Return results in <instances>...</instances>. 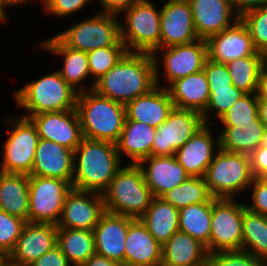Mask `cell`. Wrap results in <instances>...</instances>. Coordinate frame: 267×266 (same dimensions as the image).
<instances>
[{"label":"cell","instance_id":"obj_1","mask_svg":"<svg viewBox=\"0 0 267 266\" xmlns=\"http://www.w3.org/2000/svg\"><path fill=\"white\" fill-rule=\"evenodd\" d=\"M157 62L156 54L127 52L88 89L125 106L159 86Z\"/></svg>","mask_w":267,"mask_h":266},{"label":"cell","instance_id":"obj_2","mask_svg":"<svg viewBox=\"0 0 267 266\" xmlns=\"http://www.w3.org/2000/svg\"><path fill=\"white\" fill-rule=\"evenodd\" d=\"M72 188L102 194L121 168L116 144L83 138L74 150Z\"/></svg>","mask_w":267,"mask_h":266},{"label":"cell","instance_id":"obj_3","mask_svg":"<svg viewBox=\"0 0 267 266\" xmlns=\"http://www.w3.org/2000/svg\"><path fill=\"white\" fill-rule=\"evenodd\" d=\"M84 87L76 102L83 138L116 144L126 119L125 106Z\"/></svg>","mask_w":267,"mask_h":266},{"label":"cell","instance_id":"obj_4","mask_svg":"<svg viewBox=\"0 0 267 266\" xmlns=\"http://www.w3.org/2000/svg\"><path fill=\"white\" fill-rule=\"evenodd\" d=\"M102 197L105 211L134 219L144 215L154 198L143 170L133 163L117 171Z\"/></svg>","mask_w":267,"mask_h":266},{"label":"cell","instance_id":"obj_5","mask_svg":"<svg viewBox=\"0 0 267 266\" xmlns=\"http://www.w3.org/2000/svg\"><path fill=\"white\" fill-rule=\"evenodd\" d=\"M78 93V88L74 90L56 71L26 83L14 97L18 106L29 110L23 117L30 119L36 114L76 109Z\"/></svg>","mask_w":267,"mask_h":266},{"label":"cell","instance_id":"obj_6","mask_svg":"<svg viewBox=\"0 0 267 266\" xmlns=\"http://www.w3.org/2000/svg\"><path fill=\"white\" fill-rule=\"evenodd\" d=\"M204 176L209 193L214 198H232L245 191L254 179L250 157L247 154L229 152L218 148Z\"/></svg>","mask_w":267,"mask_h":266},{"label":"cell","instance_id":"obj_7","mask_svg":"<svg viewBox=\"0 0 267 266\" xmlns=\"http://www.w3.org/2000/svg\"><path fill=\"white\" fill-rule=\"evenodd\" d=\"M125 13L120 38L127 51L155 54L160 50V10L149 0H137Z\"/></svg>","mask_w":267,"mask_h":266},{"label":"cell","instance_id":"obj_8","mask_svg":"<svg viewBox=\"0 0 267 266\" xmlns=\"http://www.w3.org/2000/svg\"><path fill=\"white\" fill-rule=\"evenodd\" d=\"M116 15L98 13L56 36L69 48L89 52L94 49L124 44L120 38V22Z\"/></svg>","mask_w":267,"mask_h":266},{"label":"cell","instance_id":"obj_9","mask_svg":"<svg viewBox=\"0 0 267 266\" xmlns=\"http://www.w3.org/2000/svg\"><path fill=\"white\" fill-rule=\"evenodd\" d=\"M29 222L57 225L63 211L64 201L72 189L69 181L57 178L28 175Z\"/></svg>","mask_w":267,"mask_h":266},{"label":"cell","instance_id":"obj_10","mask_svg":"<svg viewBox=\"0 0 267 266\" xmlns=\"http://www.w3.org/2000/svg\"><path fill=\"white\" fill-rule=\"evenodd\" d=\"M12 130L4 144L0 171L30 175L34 164L35 150L39 142L36 125L25 117H10Z\"/></svg>","mask_w":267,"mask_h":266},{"label":"cell","instance_id":"obj_11","mask_svg":"<svg viewBox=\"0 0 267 266\" xmlns=\"http://www.w3.org/2000/svg\"><path fill=\"white\" fill-rule=\"evenodd\" d=\"M242 220L243 204L212 197L210 254L242 249Z\"/></svg>","mask_w":267,"mask_h":266},{"label":"cell","instance_id":"obj_12","mask_svg":"<svg viewBox=\"0 0 267 266\" xmlns=\"http://www.w3.org/2000/svg\"><path fill=\"white\" fill-rule=\"evenodd\" d=\"M204 125L201 113L174 107L166 121L156 128L152 155L173 156Z\"/></svg>","mask_w":267,"mask_h":266},{"label":"cell","instance_id":"obj_13","mask_svg":"<svg viewBox=\"0 0 267 266\" xmlns=\"http://www.w3.org/2000/svg\"><path fill=\"white\" fill-rule=\"evenodd\" d=\"M232 26L206 40L208 59L224 63L247 56H265L256 50L250 32L234 13Z\"/></svg>","mask_w":267,"mask_h":266},{"label":"cell","instance_id":"obj_14","mask_svg":"<svg viewBox=\"0 0 267 266\" xmlns=\"http://www.w3.org/2000/svg\"><path fill=\"white\" fill-rule=\"evenodd\" d=\"M104 212L102 194L72 188L66 195L57 228L93 231Z\"/></svg>","mask_w":267,"mask_h":266},{"label":"cell","instance_id":"obj_15","mask_svg":"<svg viewBox=\"0 0 267 266\" xmlns=\"http://www.w3.org/2000/svg\"><path fill=\"white\" fill-rule=\"evenodd\" d=\"M57 230L55 224L26 222L6 260L16 266H29L57 245Z\"/></svg>","mask_w":267,"mask_h":266},{"label":"cell","instance_id":"obj_16","mask_svg":"<svg viewBox=\"0 0 267 266\" xmlns=\"http://www.w3.org/2000/svg\"><path fill=\"white\" fill-rule=\"evenodd\" d=\"M188 0H168L160 10V48L198 40Z\"/></svg>","mask_w":267,"mask_h":266},{"label":"cell","instance_id":"obj_17","mask_svg":"<svg viewBox=\"0 0 267 266\" xmlns=\"http://www.w3.org/2000/svg\"><path fill=\"white\" fill-rule=\"evenodd\" d=\"M40 139H46L75 150L83 139L76 109L33 115Z\"/></svg>","mask_w":267,"mask_h":266},{"label":"cell","instance_id":"obj_18","mask_svg":"<svg viewBox=\"0 0 267 266\" xmlns=\"http://www.w3.org/2000/svg\"><path fill=\"white\" fill-rule=\"evenodd\" d=\"M160 49L165 50L162 62L169 85L177 79L203 70L208 58L207 43L203 39Z\"/></svg>","mask_w":267,"mask_h":266},{"label":"cell","instance_id":"obj_19","mask_svg":"<svg viewBox=\"0 0 267 266\" xmlns=\"http://www.w3.org/2000/svg\"><path fill=\"white\" fill-rule=\"evenodd\" d=\"M133 219L105 211L93 229L96 253L124 265L126 235Z\"/></svg>","mask_w":267,"mask_h":266},{"label":"cell","instance_id":"obj_20","mask_svg":"<svg viewBox=\"0 0 267 266\" xmlns=\"http://www.w3.org/2000/svg\"><path fill=\"white\" fill-rule=\"evenodd\" d=\"M74 151L46 139H39L30 175L57 178L72 184Z\"/></svg>","mask_w":267,"mask_h":266},{"label":"cell","instance_id":"obj_21","mask_svg":"<svg viewBox=\"0 0 267 266\" xmlns=\"http://www.w3.org/2000/svg\"><path fill=\"white\" fill-rule=\"evenodd\" d=\"M162 245L140 218L129 223L125 242L124 265L161 266Z\"/></svg>","mask_w":267,"mask_h":266},{"label":"cell","instance_id":"obj_22","mask_svg":"<svg viewBox=\"0 0 267 266\" xmlns=\"http://www.w3.org/2000/svg\"><path fill=\"white\" fill-rule=\"evenodd\" d=\"M144 163L149 165L145 168ZM145 182L154 197H161L175 189L190 176L175 156H149L139 163Z\"/></svg>","mask_w":267,"mask_h":266},{"label":"cell","instance_id":"obj_23","mask_svg":"<svg viewBox=\"0 0 267 266\" xmlns=\"http://www.w3.org/2000/svg\"><path fill=\"white\" fill-rule=\"evenodd\" d=\"M208 127L204 125L174 154L190 177H204L215 156L213 148L215 145L219 148V136L214 143Z\"/></svg>","mask_w":267,"mask_h":266},{"label":"cell","instance_id":"obj_24","mask_svg":"<svg viewBox=\"0 0 267 266\" xmlns=\"http://www.w3.org/2000/svg\"><path fill=\"white\" fill-rule=\"evenodd\" d=\"M173 108L174 104L167 88H160V85L125 105L128 120L140 121L154 128L166 121Z\"/></svg>","mask_w":267,"mask_h":266},{"label":"cell","instance_id":"obj_25","mask_svg":"<svg viewBox=\"0 0 267 266\" xmlns=\"http://www.w3.org/2000/svg\"><path fill=\"white\" fill-rule=\"evenodd\" d=\"M193 13L196 35L207 40L231 27L233 12L230 0H188Z\"/></svg>","mask_w":267,"mask_h":266},{"label":"cell","instance_id":"obj_26","mask_svg":"<svg viewBox=\"0 0 267 266\" xmlns=\"http://www.w3.org/2000/svg\"><path fill=\"white\" fill-rule=\"evenodd\" d=\"M167 88L174 107L203 113L210 96L204 70L172 82Z\"/></svg>","mask_w":267,"mask_h":266},{"label":"cell","instance_id":"obj_27","mask_svg":"<svg viewBox=\"0 0 267 266\" xmlns=\"http://www.w3.org/2000/svg\"><path fill=\"white\" fill-rule=\"evenodd\" d=\"M206 247L187 233L177 231L162 246L161 266L207 265Z\"/></svg>","mask_w":267,"mask_h":266},{"label":"cell","instance_id":"obj_28","mask_svg":"<svg viewBox=\"0 0 267 266\" xmlns=\"http://www.w3.org/2000/svg\"><path fill=\"white\" fill-rule=\"evenodd\" d=\"M0 209L29 222L28 175L0 171Z\"/></svg>","mask_w":267,"mask_h":266},{"label":"cell","instance_id":"obj_29","mask_svg":"<svg viewBox=\"0 0 267 266\" xmlns=\"http://www.w3.org/2000/svg\"><path fill=\"white\" fill-rule=\"evenodd\" d=\"M155 133L156 128L126 118L123 130L116 143L119 156L124 152L133 160V164H139L143 159L152 155Z\"/></svg>","mask_w":267,"mask_h":266},{"label":"cell","instance_id":"obj_30","mask_svg":"<svg viewBox=\"0 0 267 266\" xmlns=\"http://www.w3.org/2000/svg\"><path fill=\"white\" fill-rule=\"evenodd\" d=\"M265 130L259 116L252 123H235V126L224 127L219 135V148L250 155L261 145Z\"/></svg>","mask_w":267,"mask_h":266},{"label":"cell","instance_id":"obj_31","mask_svg":"<svg viewBox=\"0 0 267 266\" xmlns=\"http://www.w3.org/2000/svg\"><path fill=\"white\" fill-rule=\"evenodd\" d=\"M152 236L163 246L179 231V210L161 197H154L140 218Z\"/></svg>","mask_w":267,"mask_h":266},{"label":"cell","instance_id":"obj_32","mask_svg":"<svg viewBox=\"0 0 267 266\" xmlns=\"http://www.w3.org/2000/svg\"><path fill=\"white\" fill-rule=\"evenodd\" d=\"M51 38V39H50ZM41 43V47L56 55H63V69L60 76L74 90L80 82L90 76L87 52L67 47L56 35Z\"/></svg>","mask_w":267,"mask_h":266},{"label":"cell","instance_id":"obj_33","mask_svg":"<svg viewBox=\"0 0 267 266\" xmlns=\"http://www.w3.org/2000/svg\"><path fill=\"white\" fill-rule=\"evenodd\" d=\"M212 198L208 202L179 209V231L202 243L210 254Z\"/></svg>","mask_w":267,"mask_h":266},{"label":"cell","instance_id":"obj_34","mask_svg":"<svg viewBox=\"0 0 267 266\" xmlns=\"http://www.w3.org/2000/svg\"><path fill=\"white\" fill-rule=\"evenodd\" d=\"M57 246L72 266H81L96 253L94 232L84 229L58 228Z\"/></svg>","mask_w":267,"mask_h":266},{"label":"cell","instance_id":"obj_35","mask_svg":"<svg viewBox=\"0 0 267 266\" xmlns=\"http://www.w3.org/2000/svg\"><path fill=\"white\" fill-rule=\"evenodd\" d=\"M232 85L245 94L258 93L261 76L267 67L266 56H247L226 63Z\"/></svg>","mask_w":267,"mask_h":266},{"label":"cell","instance_id":"obj_36","mask_svg":"<svg viewBox=\"0 0 267 266\" xmlns=\"http://www.w3.org/2000/svg\"><path fill=\"white\" fill-rule=\"evenodd\" d=\"M242 250L267 261V216L248 210L245 204L242 220Z\"/></svg>","mask_w":267,"mask_h":266},{"label":"cell","instance_id":"obj_37","mask_svg":"<svg viewBox=\"0 0 267 266\" xmlns=\"http://www.w3.org/2000/svg\"><path fill=\"white\" fill-rule=\"evenodd\" d=\"M161 198L179 210L188 205L208 202L212 195L204 177H189L175 189L167 191Z\"/></svg>","mask_w":267,"mask_h":266},{"label":"cell","instance_id":"obj_38","mask_svg":"<svg viewBox=\"0 0 267 266\" xmlns=\"http://www.w3.org/2000/svg\"><path fill=\"white\" fill-rule=\"evenodd\" d=\"M127 52L124 44H114L87 52L90 77L95 76L94 83L115 66Z\"/></svg>","mask_w":267,"mask_h":266},{"label":"cell","instance_id":"obj_39","mask_svg":"<svg viewBox=\"0 0 267 266\" xmlns=\"http://www.w3.org/2000/svg\"><path fill=\"white\" fill-rule=\"evenodd\" d=\"M258 117V93L244 94L219 119L224 127L235 126V123H252Z\"/></svg>","mask_w":267,"mask_h":266},{"label":"cell","instance_id":"obj_40","mask_svg":"<svg viewBox=\"0 0 267 266\" xmlns=\"http://www.w3.org/2000/svg\"><path fill=\"white\" fill-rule=\"evenodd\" d=\"M240 19L247 26L256 50L267 57V6L250 10Z\"/></svg>","mask_w":267,"mask_h":266},{"label":"cell","instance_id":"obj_41","mask_svg":"<svg viewBox=\"0 0 267 266\" xmlns=\"http://www.w3.org/2000/svg\"><path fill=\"white\" fill-rule=\"evenodd\" d=\"M210 96L207 103L206 110L202 113L204 122L208 124L207 112L208 110H215L217 118H221L236 101L243 96L241 90L237 89L234 85L228 88H209Z\"/></svg>","mask_w":267,"mask_h":266},{"label":"cell","instance_id":"obj_42","mask_svg":"<svg viewBox=\"0 0 267 266\" xmlns=\"http://www.w3.org/2000/svg\"><path fill=\"white\" fill-rule=\"evenodd\" d=\"M26 221L0 209V253L6 258L15 247Z\"/></svg>","mask_w":267,"mask_h":266},{"label":"cell","instance_id":"obj_43","mask_svg":"<svg viewBox=\"0 0 267 266\" xmlns=\"http://www.w3.org/2000/svg\"><path fill=\"white\" fill-rule=\"evenodd\" d=\"M208 266H267V261L248 251L229 250L208 254Z\"/></svg>","mask_w":267,"mask_h":266},{"label":"cell","instance_id":"obj_44","mask_svg":"<svg viewBox=\"0 0 267 266\" xmlns=\"http://www.w3.org/2000/svg\"><path fill=\"white\" fill-rule=\"evenodd\" d=\"M203 70L205 72L209 88H228L232 85L226 64L214 62L207 58Z\"/></svg>","mask_w":267,"mask_h":266},{"label":"cell","instance_id":"obj_45","mask_svg":"<svg viewBox=\"0 0 267 266\" xmlns=\"http://www.w3.org/2000/svg\"><path fill=\"white\" fill-rule=\"evenodd\" d=\"M47 13L66 17L83 8L89 0H43Z\"/></svg>","mask_w":267,"mask_h":266},{"label":"cell","instance_id":"obj_46","mask_svg":"<svg viewBox=\"0 0 267 266\" xmlns=\"http://www.w3.org/2000/svg\"><path fill=\"white\" fill-rule=\"evenodd\" d=\"M251 185L254 189L253 204L245 207L252 212L267 216V178H254Z\"/></svg>","mask_w":267,"mask_h":266},{"label":"cell","instance_id":"obj_47","mask_svg":"<svg viewBox=\"0 0 267 266\" xmlns=\"http://www.w3.org/2000/svg\"><path fill=\"white\" fill-rule=\"evenodd\" d=\"M249 157L253 177L267 178V147L260 145Z\"/></svg>","mask_w":267,"mask_h":266},{"label":"cell","instance_id":"obj_48","mask_svg":"<svg viewBox=\"0 0 267 266\" xmlns=\"http://www.w3.org/2000/svg\"><path fill=\"white\" fill-rule=\"evenodd\" d=\"M29 266H71V263L56 245Z\"/></svg>","mask_w":267,"mask_h":266},{"label":"cell","instance_id":"obj_49","mask_svg":"<svg viewBox=\"0 0 267 266\" xmlns=\"http://www.w3.org/2000/svg\"><path fill=\"white\" fill-rule=\"evenodd\" d=\"M103 7L102 13L117 15V13H124L137 0H99Z\"/></svg>","mask_w":267,"mask_h":266},{"label":"cell","instance_id":"obj_50","mask_svg":"<svg viewBox=\"0 0 267 266\" xmlns=\"http://www.w3.org/2000/svg\"><path fill=\"white\" fill-rule=\"evenodd\" d=\"M232 8L236 10V14L241 17L244 13L267 6V0H230Z\"/></svg>","mask_w":267,"mask_h":266},{"label":"cell","instance_id":"obj_51","mask_svg":"<svg viewBox=\"0 0 267 266\" xmlns=\"http://www.w3.org/2000/svg\"><path fill=\"white\" fill-rule=\"evenodd\" d=\"M81 266H122V264L95 253Z\"/></svg>","mask_w":267,"mask_h":266},{"label":"cell","instance_id":"obj_52","mask_svg":"<svg viewBox=\"0 0 267 266\" xmlns=\"http://www.w3.org/2000/svg\"><path fill=\"white\" fill-rule=\"evenodd\" d=\"M258 101H267V67L264 69L258 90Z\"/></svg>","mask_w":267,"mask_h":266},{"label":"cell","instance_id":"obj_53","mask_svg":"<svg viewBox=\"0 0 267 266\" xmlns=\"http://www.w3.org/2000/svg\"><path fill=\"white\" fill-rule=\"evenodd\" d=\"M258 116L267 129V101H258Z\"/></svg>","mask_w":267,"mask_h":266},{"label":"cell","instance_id":"obj_54","mask_svg":"<svg viewBox=\"0 0 267 266\" xmlns=\"http://www.w3.org/2000/svg\"><path fill=\"white\" fill-rule=\"evenodd\" d=\"M29 0H0V5L5 9V6H15L16 4L24 3Z\"/></svg>","mask_w":267,"mask_h":266},{"label":"cell","instance_id":"obj_55","mask_svg":"<svg viewBox=\"0 0 267 266\" xmlns=\"http://www.w3.org/2000/svg\"><path fill=\"white\" fill-rule=\"evenodd\" d=\"M6 20L5 9L0 5V21L4 22Z\"/></svg>","mask_w":267,"mask_h":266},{"label":"cell","instance_id":"obj_56","mask_svg":"<svg viewBox=\"0 0 267 266\" xmlns=\"http://www.w3.org/2000/svg\"><path fill=\"white\" fill-rule=\"evenodd\" d=\"M261 146H263V147H267V129H266L265 132H264V136H263V138H262Z\"/></svg>","mask_w":267,"mask_h":266},{"label":"cell","instance_id":"obj_57","mask_svg":"<svg viewBox=\"0 0 267 266\" xmlns=\"http://www.w3.org/2000/svg\"><path fill=\"white\" fill-rule=\"evenodd\" d=\"M0 266H16V265L11 264V263L8 262L7 260H4V261L0 264Z\"/></svg>","mask_w":267,"mask_h":266},{"label":"cell","instance_id":"obj_58","mask_svg":"<svg viewBox=\"0 0 267 266\" xmlns=\"http://www.w3.org/2000/svg\"><path fill=\"white\" fill-rule=\"evenodd\" d=\"M4 260H6V258L0 253V264H1Z\"/></svg>","mask_w":267,"mask_h":266}]
</instances>
